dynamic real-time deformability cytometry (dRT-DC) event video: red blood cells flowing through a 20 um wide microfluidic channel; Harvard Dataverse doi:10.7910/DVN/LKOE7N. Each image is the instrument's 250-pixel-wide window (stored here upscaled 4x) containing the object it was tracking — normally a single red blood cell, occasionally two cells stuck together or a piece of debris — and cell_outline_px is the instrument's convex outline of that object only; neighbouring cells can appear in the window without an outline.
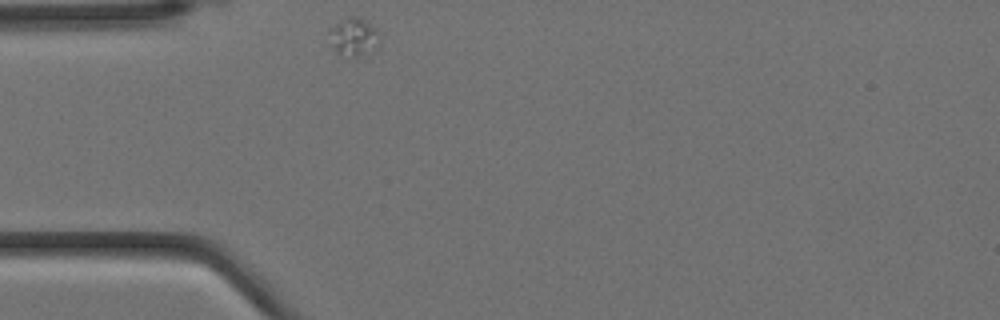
{"species": "Egyptian fruit bat (a non-hibernating species)", "species_latin": "Rousettus aegyptiacus", "temperature_condition": "cold", "stored_images_in_passage": 3, "camera_frame_rate_fps": 3000, "um_per_image_px": 0.085, "animal": {"sex": "female"}, "frame": {"image": 1, "passage_image": 1, "time_ms": 0.0, "image_size_px": [1000, 320], "cell_outline_px": [[380, 44], [352, 60], [348, 60], [340, 56], [328, 44], [328, 28], [340, 20], [348, 16], [356, 16], [364, 20], [376, 32], [380, 40]], "centroid_in_image_um": [29.93, 3.19], "position_along_channel_um": 55.1, "area_um2": 11.56}}